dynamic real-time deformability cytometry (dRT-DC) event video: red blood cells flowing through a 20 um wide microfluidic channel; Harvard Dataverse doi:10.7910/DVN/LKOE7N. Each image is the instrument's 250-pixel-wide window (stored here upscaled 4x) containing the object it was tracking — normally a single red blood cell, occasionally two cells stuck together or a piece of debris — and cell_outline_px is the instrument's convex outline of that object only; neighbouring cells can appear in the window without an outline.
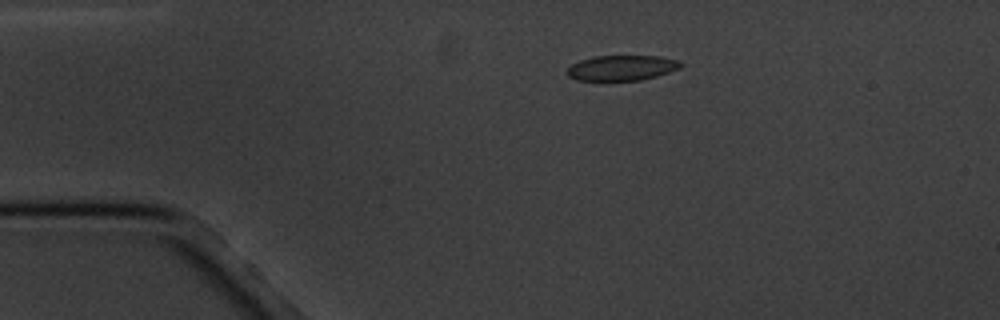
{"species": "common noctule bat (a hibernating species)", "species_latin": "Nyctalus noctula", "temperature_condition": "cold", "stored_images_in_passage": 15, "camera_frame_rate_fps": 3000, "um_per_image_px": 0.085, "animal": {"sex": "male", "body_mass_g": 20.1, "forearm_length_mm": 53.5}, "frame": {"image": 1, "passage_image": 3, "time_ms": 2.333, "image_size_px": [1000, 320], "cell_outline_px": [[684, 64], [680, 68], [656, 76], [640, 80], [576, 80], [568, 76], [568, 68], [572, 64], [580, 60], [592, 56], [660, 56], [680, 60]], "centroid_in_image_um": [52.88, 5.76], "position_along_channel_um": 32.1, "area_um2": 16.7}}
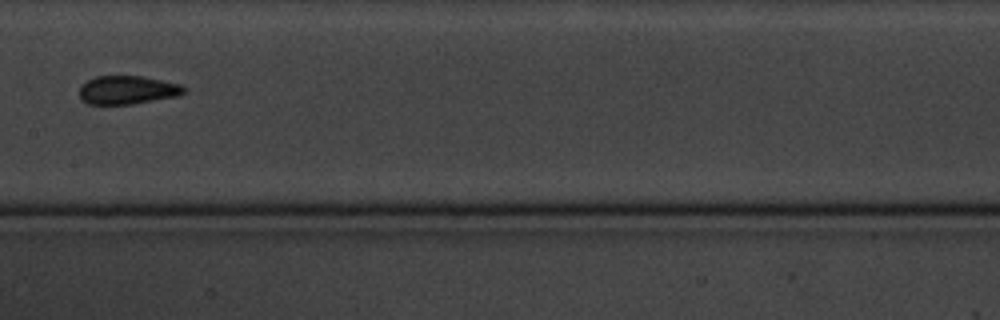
{"frame": {"image": 2, "passage_image": 8, "time_ms": 8.333, "image_size_px": [1000, 320], "cell_outline_px": [[188, 88], [180, 96], [132, 104], [88, 104], [80, 100], [80, 84], [96, 76], [140, 76], [180, 84]], "centroid_in_image_um": [10.83, 7.65], "position_along_channel_um": 196.6, "area_um2": 17.46}}
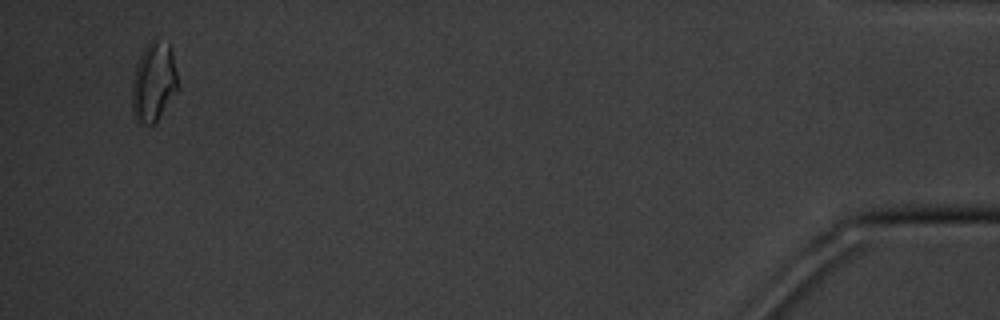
{"frame": {"image": 3, "passage_image": 15, "time_ms": 17.333, "image_size_px": [1000, 320], "cell_outline_px": [[176, 88], [156, 120], [152, 124], [136, 124], [132, 112], [132, 80], [136, 64], [144, 48], [152, 40], [168, 40], [176, 72]], "centroid_in_image_um": [13.0, 6.96], "position_along_channel_um": 422.2, "area_um2": 20.58}, "authors_computed_cell_mechanics": {"area_um2": 17.4556, "velocity_mm_per_s": 3.4065, "shape_relaxation_time_tau1_ms": 5.0413, "shape_relaxation_time_tau2_ms": 1.0582, "deformation_change_tau1": 0.1132, "deformation_change_tau2": 0.072}}